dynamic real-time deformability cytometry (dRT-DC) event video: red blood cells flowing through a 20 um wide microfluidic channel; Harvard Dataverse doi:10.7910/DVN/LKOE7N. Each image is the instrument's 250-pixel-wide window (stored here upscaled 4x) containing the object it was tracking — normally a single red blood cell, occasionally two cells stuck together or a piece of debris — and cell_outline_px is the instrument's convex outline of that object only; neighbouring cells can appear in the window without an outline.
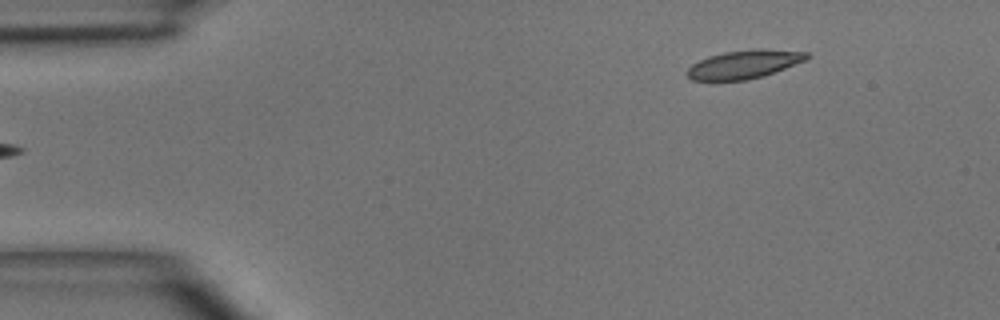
{"species": "common noctule bat (a hibernating species)", "species_latin": "Nyctalus noctula", "temperature_condition": "room temperature", "stored_images_in_passage": 5, "camera_frame_rate_fps": 3000, "um_per_image_px": 0.085, "animal": {"sex": "male", "body_mass_g": 15.6}, "frame": {"image": 1, "passage_image": 5, "time_ms": 4.667, "image_size_px": [1000, 320], "cell_outline_px": [[812, 56], [804, 60], [764, 76], [744, 80], [692, 80], [688, 76], [688, 68], [692, 64], [708, 56], [724, 52], [760, 48], [808, 52]], "centroid_in_image_um": [63.26, 5.45], "position_along_channel_um": 21.7, "area_um2": 19.59}}